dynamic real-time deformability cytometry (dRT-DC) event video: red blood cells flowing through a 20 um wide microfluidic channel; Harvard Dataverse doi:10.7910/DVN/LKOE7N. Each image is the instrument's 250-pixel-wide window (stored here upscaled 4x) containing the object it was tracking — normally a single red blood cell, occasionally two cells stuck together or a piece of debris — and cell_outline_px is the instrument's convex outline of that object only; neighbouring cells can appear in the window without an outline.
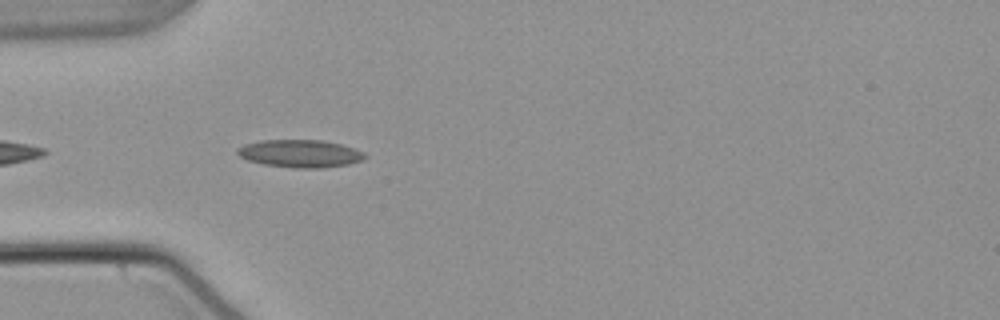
{"species": "common noctule bat (a hibernating species)", "species_latin": "Nyctalus noctula", "temperature_condition": "warm", "stored_images_in_passage": 9, "camera_frame_rate_fps": 3000, "um_per_image_px": 0.085, "animal": {"sex": "male", "body_mass_g": 21.5, "forearm_length_mm": 52.0}, "frame": {"image": 1, "passage_image": 3, "time_ms": 0.667, "image_size_px": [1000, 320], "cell_outline_px": [[368, 156], [360, 160], [348, 164], [320, 168], [296, 168], [264, 164], [248, 160], [240, 156], [236, 152], [236, 148], [244, 144], [260, 140], [320, 140], [340, 144], [364, 152]], "centroid_in_image_um": [25.48, 13.05], "position_along_channel_um": 59.5, "area_um2": 20.4}}